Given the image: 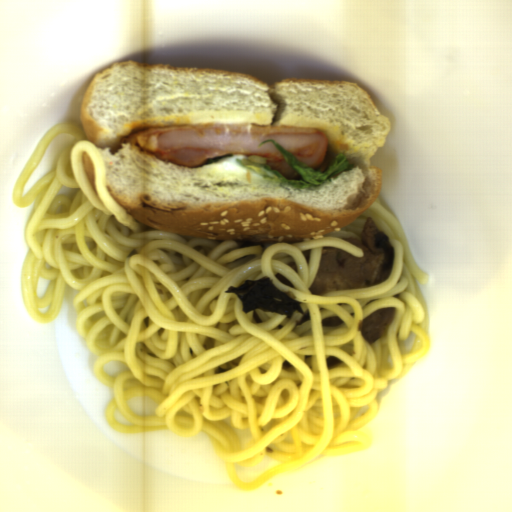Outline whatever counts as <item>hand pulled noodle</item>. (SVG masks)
<instances>
[{
    "mask_svg": "<svg viewBox=\"0 0 512 512\" xmlns=\"http://www.w3.org/2000/svg\"><path fill=\"white\" fill-rule=\"evenodd\" d=\"M75 135L52 169L22 197L24 185L52 140ZM93 161L95 191L81 152ZM103 154L77 123L48 128L13 186V204H33L25 237L20 285L24 307L39 323L55 320L68 288L74 293V327L95 356L92 372L110 389L105 420L118 433L169 432L212 443L228 480L252 492L279 475L322 458L370 449L369 423L390 381L401 379L429 350V310L421 290L430 276L417 263L392 209L380 199L347 226L305 241L246 244L214 242L145 228L106 187ZM71 196L57 195L62 187ZM372 218L389 236L395 263L382 283L313 295L321 249L363 257L344 242L359 239ZM272 279L302 304L312 320L242 313L239 298L225 293L245 280ZM50 279L43 297L39 278ZM394 319L372 345L358 323L381 308ZM341 317L338 328L322 326ZM337 356L329 370L326 359ZM126 363L119 376L107 362ZM150 396L155 415L139 416L127 400ZM119 413L132 424L116 421ZM264 456L279 463L256 480L242 482L235 464L255 466Z\"/></svg>",
    "mask_w": 512,
    "mask_h": 512,
    "instance_id": "1",
    "label": "hand pulled noodle"
}]
</instances>
